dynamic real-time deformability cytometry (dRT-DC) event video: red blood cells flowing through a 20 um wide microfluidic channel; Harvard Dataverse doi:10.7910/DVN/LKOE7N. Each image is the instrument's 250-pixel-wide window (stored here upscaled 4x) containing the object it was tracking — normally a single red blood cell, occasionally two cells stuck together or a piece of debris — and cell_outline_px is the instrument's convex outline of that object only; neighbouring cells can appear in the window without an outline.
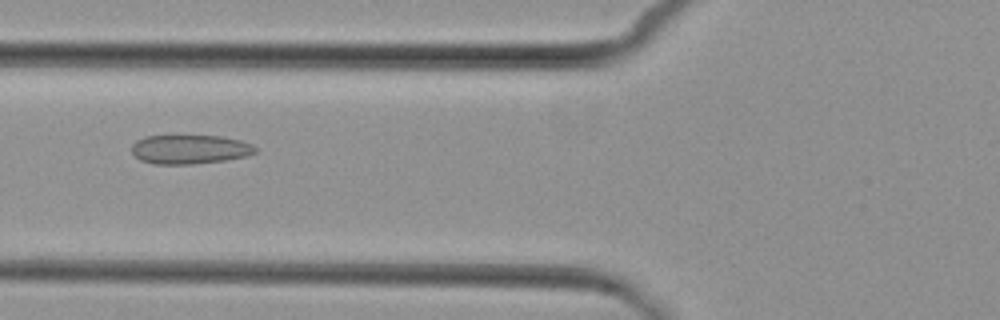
{"species": "common noctule bat (a hibernating species)", "species_latin": "Nyctalus noctula", "temperature_condition": "cold", "stored_images_in_passage": 7, "camera_frame_rate_fps": 3000, "um_per_image_px": 0.085, "animal": {"sex": "female", "body_mass_g": 29.2, "forearm_length_mm": 56.3}, "frame": {"image": 1, "passage_image": 4, "time_ms": 4.0, "image_size_px": [1000, 320], "cell_outline_px": [[256, 152], [248, 156], [224, 160], [192, 164], [152, 164], [140, 160], [132, 152], [132, 144], [136, 140], [144, 136], [220, 136], [240, 140], [252, 144], [256, 148]], "centroid_in_image_um": [16.12, 12.69], "position_along_channel_um": 109.7, "area_um2": 20.98}}
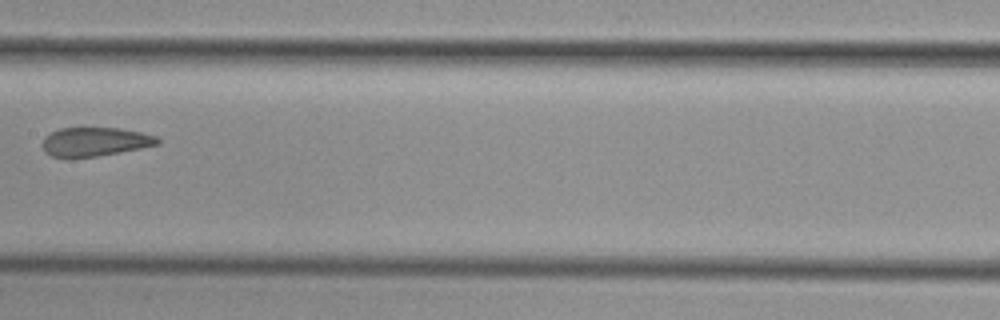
{"frame": {"image": 2, "passage_image": 6, "time_ms": 6.333, "image_size_px": [1000, 320], "cell_outline_px": [[160, 144], [120, 152], [96, 156], [52, 156], [44, 152], [40, 144], [44, 136], [60, 128], [120, 128], [140, 132], [156, 136], [160, 140]], "centroid_in_image_um": [8.05, 12.03], "position_along_channel_um": 199.3, "area_um2": 19.19}}
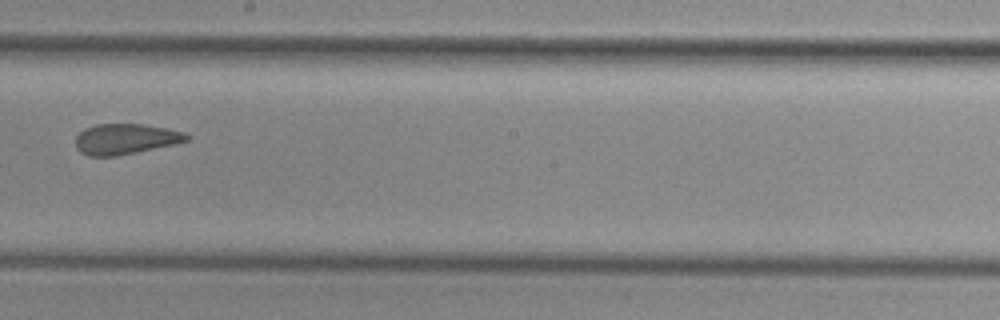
{"frame": {"image": 3, "passage_image": 7, "time_ms": 7.333, "image_size_px": [1000, 320], "cell_outline_px": [[192, 136], [188, 140], [172, 144], [136, 152], [116, 156], [88, 156], [80, 152], [76, 148], [76, 136], [84, 128], [96, 124], [144, 124], [168, 128], [184, 132]], "centroid_in_image_um": [10.65, 11.8], "position_along_channel_um": 237.5, "area_um2": 19.77}}